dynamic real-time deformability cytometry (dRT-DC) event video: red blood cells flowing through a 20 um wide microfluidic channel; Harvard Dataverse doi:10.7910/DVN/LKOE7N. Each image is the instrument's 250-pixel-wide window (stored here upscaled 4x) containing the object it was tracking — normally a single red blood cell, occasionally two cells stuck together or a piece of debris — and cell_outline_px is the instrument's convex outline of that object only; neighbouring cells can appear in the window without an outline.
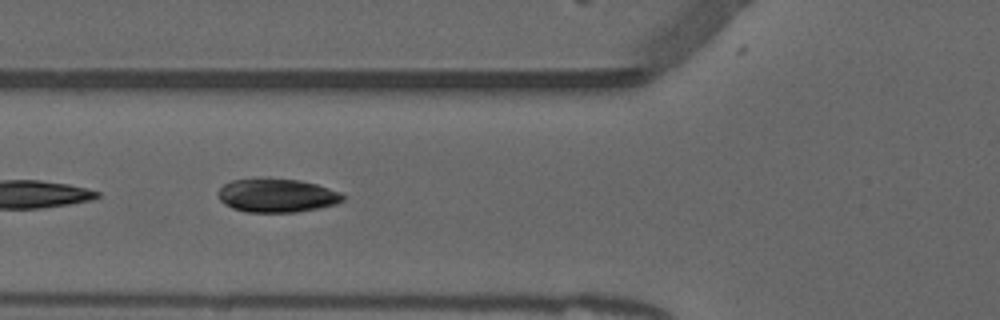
{"species": "common noctule bat (a hibernating species)", "species_latin": "Nyctalus noctula", "temperature_condition": "warm", "stored_images_in_passage": 5, "camera_frame_rate_fps": 3000, "um_per_image_px": 0.085, "animal": {"sex": "male", "forearm_length_mm": 52.5}, "frame": {"image": 1, "passage_image": 2, "time_ms": 0.333, "image_size_px": [1000, 320], "cell_outline_px": [[344, 200], [336, 204], [320, 208], [296, 212], [248, 212], [232, 208], [224, 204], [220, 200], [216, 192], [224, 184], [232, 180], [264, 176], [268, 176], [300, 180], [316, 184], [340, 192], [344, 196]], "centroid_in_image_um": [23.5, 16.58], "position_along_channel_um": 102.3, "area_um2": 25.09}}